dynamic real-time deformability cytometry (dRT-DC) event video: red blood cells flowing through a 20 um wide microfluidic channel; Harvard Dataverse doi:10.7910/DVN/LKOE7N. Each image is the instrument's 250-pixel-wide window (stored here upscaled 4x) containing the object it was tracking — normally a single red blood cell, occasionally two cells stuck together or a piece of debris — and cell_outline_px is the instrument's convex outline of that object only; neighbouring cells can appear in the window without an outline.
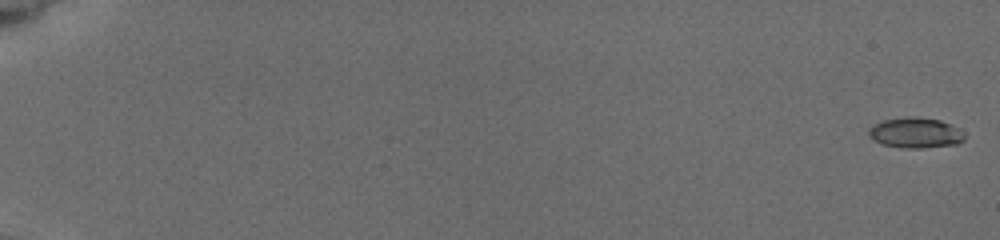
{"species": "common noctule bat (a hibernating species)", "species_latin": "Nyctalus noctula", "temperature_condition": "cold", "stored_images_in_passage": 30, "camera_frame_rate_fps": 3000, "um_per_image_px": 0.085, "animal": {"sex": "female", "body_mass_g": 19.5, "forearm_length_mm": 54.1}, "frame": {"image": 1, "passage_image": 1, "time_ms": 0.0, "image_size_px": [1000, 240], "cell_outline_px": [[964, 140], [956, 144], [924, 148], [904, 148], [884, 144], [872, 140], [868, 136], [868, 128], [884, 120], [904, 116], [916, 116], [940, 120], [956, 128], [964, 136]], "centroid_in_image_um": [77.76, 11.28], "position_along_channel_um": 7.2, "area_um2": 16.88}}
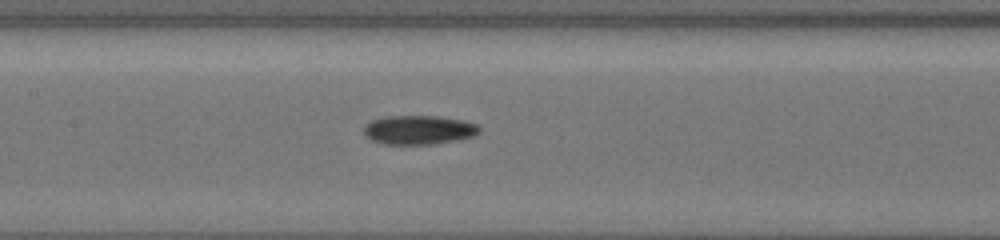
{"frame": {"image": 2, "passage_image": 18, "time_ms": 9.667, "image_size_px": [1000, 240], "cell_outline_px": [[480, 132], [472, 136], [432, 144], [384, 144], [372, 140], [364, 132], [364, 128], [372, 120], [388, 116], [436, 116], [464, 120], [476, 124], [480, 128]], "centroid_in_image_um": [35.61, 11.03], "position_along_channel_um": 171.8, "area_um2": 19.19}}
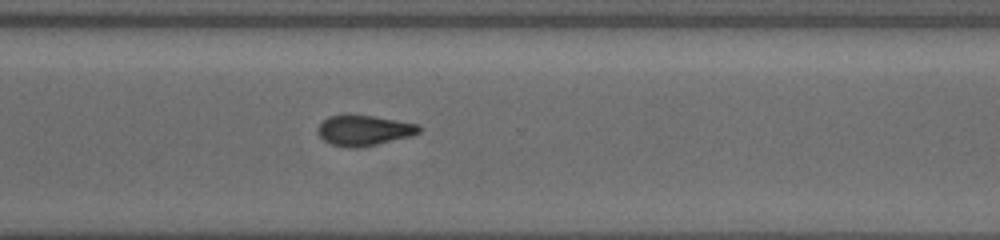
{"frame": {"image": 3, "passage_image": 30, "time_ms": 14.0, "image_size_px": [1000, 240], "cell_outline_px": [[420, 132], [412, 136], [376, 144], [356, 148], [348, 148], [332, 144], [324, 140], [320, 136], [316, 128], [328, 116], [344, 112], [348, 112], [376, 116], [420, 124]], "centroid_in_image_um": [30.92, 11.03], "position_along_channel_um": 339.7, "area_um2": 18.5}}